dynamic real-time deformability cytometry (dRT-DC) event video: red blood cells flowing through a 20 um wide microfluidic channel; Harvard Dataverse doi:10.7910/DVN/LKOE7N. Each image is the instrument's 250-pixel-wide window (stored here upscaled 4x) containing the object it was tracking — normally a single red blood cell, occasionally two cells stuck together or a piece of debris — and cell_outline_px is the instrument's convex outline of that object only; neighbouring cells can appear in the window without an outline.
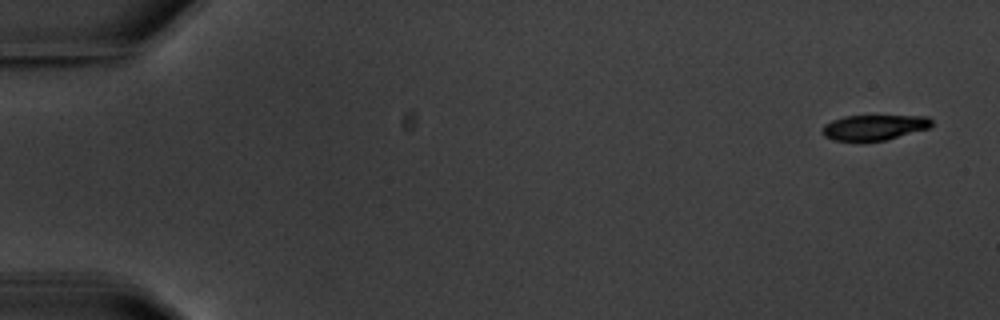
{"species": "common noctule bat (a hibernating species)", "species_latin": "Nyctalus noctula", "temperature_condition": "warm", "stored_images_in_passage": 6, "camera_frame_rate_fps": 3000, "um_per_image_px": 0.085, "animal": {"sex": "male", "body_mass_g": 20.1, "forearm_length_mm": 53.5}, "frame": {"image": 1, "passage_image": 1, "time_ms": 0.0, "image_size_px": [1000, 320], "cell_outline_px": [[932, 124], [928, 128], [884, 140], [864, 144], [860, 144], [832, 140], [824, 136], [820, 132], [824, 124], [832, 120], [844, 116], [928, 116], [932, 120]], "centroid_in_image_um": [74.2, 10.87], "position_along_channel_um": 10.8, "area_um2": 16.7}}
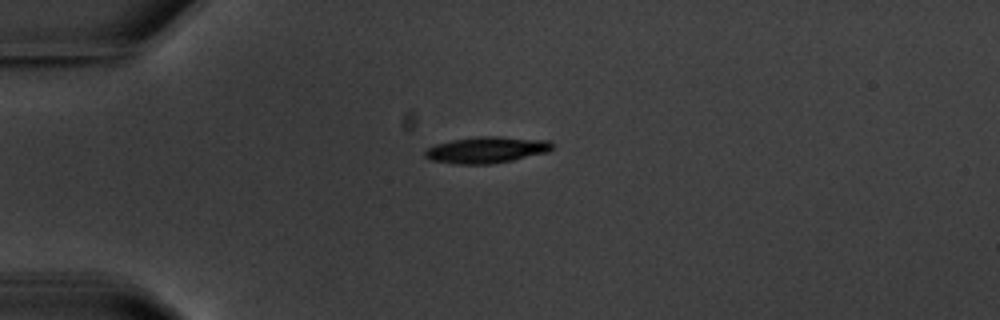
{"frame": {"image": 2, "passage_image": 4, "time_ms": 4.333, "image_size_px": [1000, 320], "cell_outline_px": [[556, 144], [548, 152], [512, 160], [488, 164], [456, 164], [432, 160], [424, 156], [424, 152], [428, 148], [436, 144], [452, 140], [476, 136], [500, 136], [548, 140]], "centroid_in_image_um": [41.38, 12.73], "position_along_channel_um": 43.6, "area_um2": 19.59}}
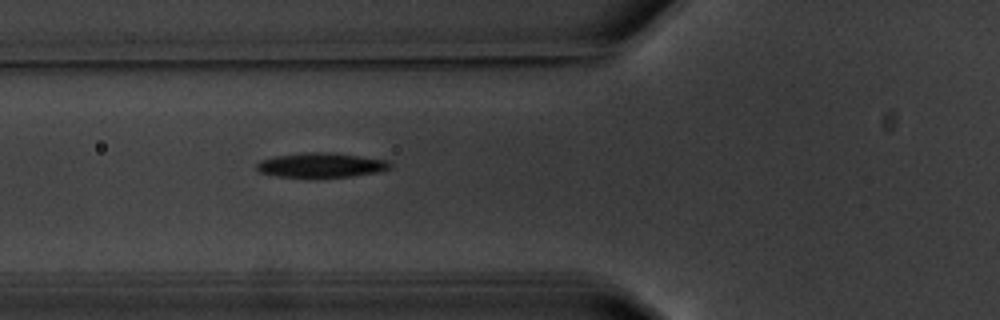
{"frame": {"image": 3, "passage_image": 6, "time_ms": 6.667, "image_size_px": [1000, 320], "cell_outline_px": [[392, 168], [376, 172], [352, 176], [276, 176], [260, 172], [256, 168], [256, 164], [260, 160], [276, 156], [308, 152], [324, 152], [356, 156], [384, 160], [392, 164]], "centroid_in_image_um": [27.26, 14.03], "position_along_channel_um": 98.5, "area_um2": 18.44}}